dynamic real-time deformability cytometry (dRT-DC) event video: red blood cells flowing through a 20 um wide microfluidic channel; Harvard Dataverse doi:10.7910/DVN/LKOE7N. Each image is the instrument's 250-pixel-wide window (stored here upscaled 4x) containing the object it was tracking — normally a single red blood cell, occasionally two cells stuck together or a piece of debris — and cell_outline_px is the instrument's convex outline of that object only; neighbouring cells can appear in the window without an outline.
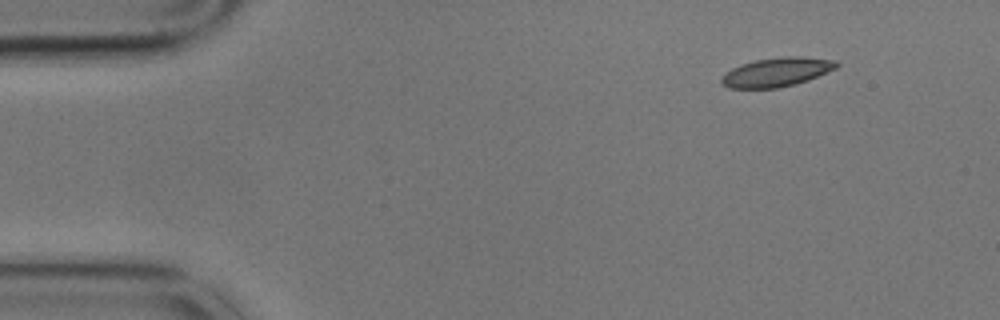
{"species": "common noctule bat (a hibernating species)", "species_latin": "Nyctalus noctula", "temperature_condition": "cold", "stored_images_in_passage": 5, "camera_frame_rate_fps": 3000, "um_per_image_px": 0.085, "animal": {"sex": "male", "body_mass_g": 17.9}, "frame": {"image": 1, "passage_image": 1, "time_ms": 0.0, "image_size_px": [1000, 320], "cell_outline_px": [[840, 64], [836, 68], [808, 80], [796, 84], [780, 88], [728, 88], [720, 84], [720, 76], [732, 68], [740, 64], [756, 60], [780, 56], [800, 56], [836, 60]], "centroid_in_image_um": [65.99, 6.13], "position_along_channel_um": 19.0, "area_um2": 19.71}}
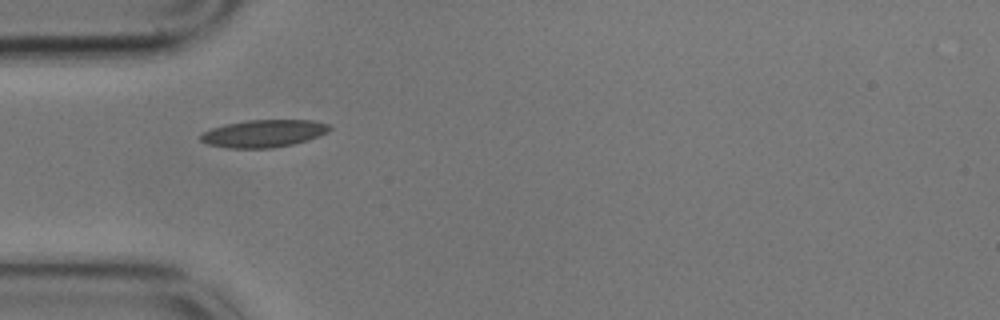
{"frame": {"image": 2, "passage_image": 4, "time_ms": 1.0, "image_size_px": [1000, 320], "cell_outline_px": [[332, 128], [328, 132], [308, 140], [292, 144], [272, 148], [228, 148], [208, 144], [200, 140], [200, 136], [204, 132], [212, 128], [224, 124], [248, 120], [312, 120], [332, 124]], "centroid_in_image_um": [22.45, 11.34], "position_along_channel_um": 62.6, "area_um2": 20.69}}